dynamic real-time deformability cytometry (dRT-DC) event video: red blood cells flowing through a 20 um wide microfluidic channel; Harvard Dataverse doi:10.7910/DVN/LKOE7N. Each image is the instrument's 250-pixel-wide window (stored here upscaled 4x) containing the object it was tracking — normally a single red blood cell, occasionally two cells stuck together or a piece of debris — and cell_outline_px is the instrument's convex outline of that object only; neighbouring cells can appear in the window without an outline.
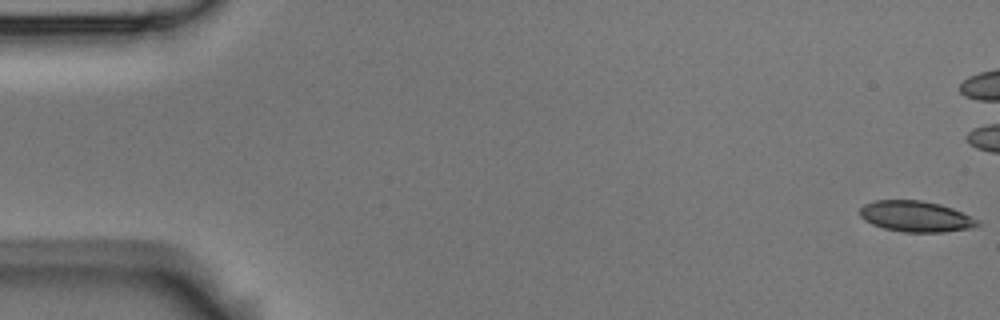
{"species": "Egyptian fruit bat (a non-hibernating species)", "species_latin": "Rousettus aegyptiacus", "temperature_condition": "room temperature", "stored_images_in_passage": 6, "camera_frame_rate_fps": 3000, "um_per_image_px": 0.085, "animal": {"sex": "male"}, "frame": {"image": 1, "passage_image": 1, "time_ms": 0.0, "image_size_px": [1000, 320], "cell_outline_px": [[980, 224], [972, 228], [944, 232], [904, 232], [884, 228], [872, 224], [864, 220], [860, 216], [860, 208], [864, 204], [876, 200], [920, 200], [940, 204], [952, 208], [980, 220]], "centroid_in_image_um": [77.85, 18.39], "position_along_channel_um": 7.1, "area_um2": 21.21}}